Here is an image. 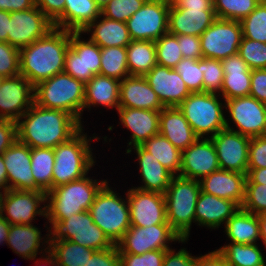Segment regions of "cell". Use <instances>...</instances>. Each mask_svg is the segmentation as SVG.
<instances>
[{
    "mask_svg": "<svg viewBox=\"0 0 266 266\" xmlns=\"http://www.w3.org/2000/svg\"><path fill=\"white\" fill-rule=\"evenodd\" d=\"M172 241L185 242L171 228L169 223L147 227L131 226L116 244L119 254L141 255L152 250H170L167 243Z\"/></svg>",
    "mask_w": 266,
    "mask_h": 266,
    "instance_id": "cell-10",
    "label": "cell"
},
{
    "mask_svg": "<svg viewBox=\"0 0 266 266\" xmlns=\"http://www.w3.org/2000/svg\"><path fill=\"white\" fill-rule=\"evenodd\" d=\"M42 239L40 230L32 224H12L7 245L20 257L34 260Z\"/></svg>",
    "mask_w": 266,
    "mask_h": 266,
    "instance_id": "cell-35",
    "label": "cell"
},
{
    "mask_svg": "<svg viewBox=\"0 0 266 266\" xmlns=\"http://www.w3.org/2000/svg\"><path fill=\"white\" fill-rule=\"evenodd\" d=\"M217 97L218 95L213 93L195 92L187 96L178 106L199 138H204V135L209 133L214 136L226 128V119L222 110L225 108V103L222 104Z\"/></svg>",
    "mask_w": 266,
    "mask_h": 266,
    "instance_id": "cell-8",
    "label": "cell"
},
{
    "mask_svg": "<svg viewBox=\"0 0 266 266\" xmlns=\"http://www.w3.org/2000/svg\"><path fill=\"white\" fill-rule=\"evenodd\" d=\"M242 39L240 21L217 18L200 35V46L204 58L222 61L238 54Z\"/></svg>",
    "mask_w": 266,
    "mask_h": 266,
    "instance_id": "cell-11",
    "label": "cell"
},
{
    "mask_svg": "<svg viewBox=\"0 0 266 266\" xmlns=\"http://www.w3.org/2000/svg\"><path fill=\"white\" fill-rule=\"evenodd\" d=\"M240 23L242 37L266 43V4L259 3Z\"/></svg>",
    "mask_w": 266,
    "mask_h": 266,
    "instance_id": "cell-44",
    "label": "cell"
},
{
    "mask_svg": "<svg viewBox=\"0 0 266 266\" xmlns=\"http://www.w3.org/2000/svg\"><path fill=\"white\" fill-rule=\"evenodd\" d=\"M11 13L0 10V42H7Z\"/></svg>",
    "mask_w": 266,
    "mask_h": 266,
    "instance_id": "cell-63",
    "label": "cell"
},
{
    "mask_svg": "<svg viewBox=\"0 0 266 266\" xmlns=\"http://www.w3.org/2000/svg\"><path fill=\"white\" fill-rule=\"evenodd\" d=\"M246 184L266 185V167L260 169H247Z\"/></svg>",
    "mask_w": 266,
    "mask_h": 266,
    "instance_id": "cell-62",
    "label": "cell"
},
{
    "mask_svg": "<svg viewBox=\"0 0 266 266\" xmlns=\"http://www.w3.org/2000/svg\"><path fill=\"white\" fill-rule=\"evenodd\" d=\"M159 134L181 151L199 138L178 107H164L160 111Z\"/></svg>",
    "mask_w": 266,
    "mask_h": 266,
    "instance_id": "cell-30",
    "label": "cell"
},
{
    "mask_svg": "<svg viewBox=\"0 0 266 266\" xmlns=\"http://www.w3.org/2000/svg\"><path fill=\"white\" fill-rule=\"evenodd\" d=\"M238 54L249 69H266V43L242 37Z\"/></svg>",
    "mask_w": 266,
    "mask_h": 266,
    "instance_id": "cell-46",
    "label": "cell"
},
{
    "mask_svg": "<svg viewBox=\"0 0 266 266\" xmlns=\"http://www.w3.org/2000/svg\"><path fill=\"white\" fill-rule=\"evenodd\" d=\"M260 102H266V69H253L250 94Z\"/></svg>",
    "mask_w": 266,
    "mask_h": 266,
    "instance_id": "cell-56",
    "label": "cell"
},
{
    "mask_svg": "<svg viewBox=\"0 0 266 266\" xmlns=\"http://www.w3.org/2000/svg\"><path fill=\"white\" fill-rule=\"evenodd\" d=\"M194 266H229L225 257L218 251L214 250L208 254L195 257Z\"/></svg>",
    "mask_w": 266,
    "mask_h": 266,
    "instance_id": "cell-59",
    "label": "cell"
},
{
    "mask_svg": "<svg viewBox=\"0 0 266 266\" xmlns=\"http://www.w3.org/2000/svg\"><path fill=\"white\" fill-rule=\"evenodd\" d=\"M126 50L130 76H145L157 65L155 41L132 40Z\"/></svg>",
    "mask_w": 266,
    "mask_h": 266,
    "instance_id": "cell-37",
    "label": "cell"
},
{
    "mask_svg": "<svg viewBox=\"0 0 266 266\" xmlns=\"http://www.w3.org/2000/svg\"><path fill=\"white\" fill-rule=\"evenodd\" d=\"M85 84L64 71L34 86V103L72 114L81 123Z\"/></svg>",
    "mask_w": 266,
    "mask_h": 266,
    "instance_id": "cell-4",
    "label": "cell"
},
{
    "mask_svg": "<svg viewBox=\"0 0 266 266\" xmlns=\"http://www.w3.org/2000/svg\"><path fill=\"white\" fill-rule=\"evenodd\" d=\"M170 5L179 9H214L213 0H170Z\"/></svg>",
    "mask_w": 266,
    "mask_h": 266,
    "instance_id": "cell-60",
    "label": "cell"
},
{
    "mask_svg": "<svg viewBox=\"0 0 266 266\" xmlns=\"http://www.w3.org/2000/svg\"><path fill=\"white\" fill-rule=\"evenodd\" d=\"M178 43L183 58L198 60L203 57L200 46V37L195 35H179Z\"/></svg>",
    "mask_w": 266,
    "mask_h": 266,
    "instance_id": "cell-54",
    "label": "cell"
},
{
    "mask_svg": "<svg viewBox=\"0 0 266 266\" xmlns=\"http://www.w3.org/2000/svg\"><path fill=\"white\" fill-rule=\"evenodd\" d=\"M246 179V174L218 169L201 178L199 183L202 192L232 200L241 207L245 197Z\"/></svg>",
    "mask_w": 266,
    "mask_h": 266,
    "instance_id": "cell-23",
    "label": "cell"
},
{
    "mask_svg": "<svg viewBox=\"0 0 266 266\" xmlns=\"http://www.w3.org/2000/svg\"><path fill=\"white\" fill-rule=\"evenodd\" d=\"M53 28V22L37 6L11 12L7 43L20 50L45 36Z\"/></svg>",
    "mask_w": 266,
    "mask_h": 266,
    "instance_id": "cell-15",
    "label": "cell"
},
{
    "mask_svg": "<svg viewBox=\"0 0 266 266\" xmlns=\"http://www.w3.org/2000/svg\"><path fill=\"white\" fill-rule=\"evenodd\" d=\"M99 16L101 8L94 0H65L64 13L53 25L70 32H82Z\"/></svg>",
    "mask_w": 266,
    "mask_h": 266,
    "instance_id": "cell-32",
    "label": "cell"
},
{
    "mask_svg": "<svg viewBox=\"0 0 266 266\" xmlns=\"http://www.w3.org/2000/svg\"><path fill=\"white\" fill-rule=\"evenodd\" d=\"M147 0H109L108 3L102 7L101 15L126 23V21L138 11Z\"/></svg>",
    "mask_w": 266,
    "mask_h": 266,
    "instance_id": "cell-47",
    "label": "cell"
},
{
    "mask_svg": "<svg viewBox=\"0 0 266 266\" xmlns=\"http://www.w3.org/2000/svg\"><path fill=\"white\" fill-rule=\"evenodd\" d=\"M7 169L9 189L41 191L31 169V148L18 139L2 154Z\"/></svg>",
    "mask_w": 266,
    "mask_h": 266,
    "instance_id": "cell-21",
    "label": "cell"
},
{
    "mask_svg": "<svg viewBox=\"0 0 266 266\" xmlns=\"http://www.w3.org/2000/svg\"><path fill=\"white\" fill-rule=\"evenodd\" d=\"M200 192L199 180L176 175L164 193L167 222L182 239L189 238Z\"/></svg>",
    "mask_w": 266,
    "mask_h": 266,
    "instance_id": "cell-5",
    "label": "cell"
},
{
    "mask_svg": "<svg viewBox=\"0 0 266 266\" xmlns=\"http://www.w3.org/2000/svg\"><path fill=\"white\" fill-rule=\"evenodd\" d=\"M220 169L216 150L211 138H198L182 151L179 176L200 180Z\"/></svg>",
    "mask_w": 266,
    "mask_h": 266,
    "instance_id": "cell-20",
    "label": "cell"
},
{
    "mask_svg": "<svg viewBox=\"0 0 266 266\" xmlns=\"http://www.w3.org/2000/svg\"><path fill=\"white\" fill-rule=\"evenodd\" d=\"M46 193L43 191L13 190L4 192L3 215L12 224H32L36 215L46 217ZM41 207V208H40Z\"/></svg>",
    "mask_w": 266,
    "mask_h": 266,
    "instance_id": "cell-19",
    "label": "cell"
},
{
    "mask_svg": "<svg viewBox=\"0 0 266 266\" xmlns=\"http://www.w3.org/2000/svg\"><path fill=\"white\" fill-rule=\"evenodd\" d=\"M82 32H70V46L65 56L64 72L87 83L99 74L101 48L90 39L81 40Z\"/></svg>",
    "mask_w": 266,
    "mask_h": 266,
    "instance_id": "cell-13",
    "label": "cell"
},
{
    "mask_svg": "<svg viewBox=\"0 0 266 266\" xmlns=\"http://www.w3.org/2000/svg\"><path fill=\"white\" fill-rule=\"evenodd\" d=\"M224 81L220 95L224 101L248 96L251 88L252 70L239 54L229 56L221 61Z\"/></svg>",
    "mask_w": 266,
    "mask_h": 266,
    "instance_id": "cell-28",
    "label": "cell"
},
{
    "mask_svg": "<svg viewBox=\"0 0 266 266\" xmlns=\"http://www.w3.org/2000/svg\"><path fill=\"white\" fill-rule=\"evenodd\" d=\"M241 209L255 215L266 213V185L245 184V197Z\"/></svg>",
    "mask_w": 266,
    "mask_h": 266,
    "instance_id": "cell-49",
    "label": "cell"
},
{
    "mask_svg": "<svg viewBox=\"0 0 266 266\" xmlns=\"http://www.w3.org/2000/svg\"><path fill=\"white\" fill-rule=\"evenodd\" d=\"M225 107L237 130L229 125L226 128L248 137L266 135V114L263 102L251 95L225 100Z\"/></svg>",
    "mask_w": 266,
    "mask_h": 266,
    "instance_id": "cell-14",
    "label": "cell"
},
{
    "mask_svg": "<svg viewBox=\"0 0 266 266\" xmlns=\"http://www.w3.org/2000/svg\"><path fill=\"white\" fill-rule=\"evenodd\" d=\"M86 266H122L117 246L114 245L109 249L95 251L88 259Z\"/></svg>",
    "mask_w": 266,
    "mask_h": 266,
    "instance_id": "cell-53",
    "label": "cell"
},
{
    "mask_svg": "<svg viewBox=\"0 0 266 266\" xmlns=\"http://www.w3.org/2000/svg\"><path fill=\"white\" fill-rule=\"evenodd\" d=\"M191 93L203 92L202 58H183L174 68Z\"/></svg>",
    "mask_w": 266,
    "mask_h": 266,
    "instance_id": "cell-45",
    "label": "cell"
},
{
    "mask_svg": "<svg viewBox=\"0 0 266 266\" xmlns=\"http://www.w3.org/2000/svg\"><path fill=\"white\" fill-rule=\"evenodd\" d=\"M48 232L50 234L46 235L48 236L46 239L69 240L95 251L114 246L104 232L93 222L89 211L71 215L62 220L53 230L49 229Z\"/></svg>",
    "mask_w": 266,
    "mask_h": 266,
    "instance_id": "cell-9",
    "label": "cell"
},
{
    "mask_svg": "<svg viewBox=\"0 0 266 266\" xmlns=\"http://www.w3.org/2000/svg\"><path fill=\"white\" fill-rule=\"evenodd\" d=\"M119 107L153 111L164 108L144 76H128L120 81Z\"/></svg>",
    "mask_w": 266,
    "mask_h": 266,
    "instance_id": "cell-26",
    "label": "cell"
},
{
    "mask_svg": "<svg viewBox=\"0 0 266 266\" xmlns=\"http://www.w3.org/2000/svg\"><path fill=\"white\" fill-rule=\"evenodd\" d=\"M258 221L260 225V239L263 245L266 247V213L258 215Z\"/></svg>",
    "mask_w": 266,
    "mask_h": 266,
    "instance_id": "cell-66",
    "label": "cell"
},
{
    "mask_svg": "<svg viewBox=\"0 0 266 266\" xmlns=\"http://www.w3.org/2000/svg\"><path fill=\"white\" fill-rule=\"evenodd\" d=\"M117 112L121 124L132 131V139L127 143L129 146L142 145L152 136L159 134L160 111L119 107Z\"/></svg>",
    "mask_w": 266,
    "mask_h": 266,
    "instance_id": "cell-24",
    "label": "cell"
},
{
    "mask_svg": "<svg viewBox=\"0 0 266 266\" xmlns=\"http://www.w3.org/2000/svg\"><path fill=\"white\" fill-rule=\"evenodd\" d=\"M20 120L17 121L18 140L30 148L54 149L83 128L72 114L43 108L35 103L20 117Z\"/></svg>",
    "mask_w": 266,
    "mask_h": 266,
    "instance_id": "cell-1",
    "label": "cell"
},
{
    "mask_svg": "<svg viewBox=\"0 0 266 266\" xmlns=\"http://www.w3.org/2000/svg\"><path fill=\"white\" fill-rule=\"evenodd\" d=\"M54 161L52 148H31V169L35 185L45 193L52 189Z\"/></svg>",
    "mask_w": 266,
    "mask_h": 266,
    "instance_id": "cell-39",
    "label": "cell"
},
{
    "mask_svg": "<svg viewBox=\"0 0 266 266\" xmlns=\"http://www.w3.org/2000/svg\"><path fill=\"white\" fill-rule=\"evenodd\" d=\"M10 225L11 224L5 218L0 219V244L3 242L7 244Z\"/></svg>",
    "mask_w": 266,
    "mask_h": 266,
    "instance_id": "cell-65",
    "label": "cell"
},
{
    "mask_svg": "<svg viewBox=\"0 0 266 266\" xmlns=\"http://www.w3.org/2000/svg\"><path fill=\"white\" fill-rule=\"evenodd\" d=\"M120 81L101 74L94 75L84 89V107L102 105L119 108Z\"/></svg>",
    "mask_w": 266,
    "mask_h": 266,
    "instance_id": "cell-34",
    "label": "cell"
},
{
    "mask_svg": "<svg viewBox=\"0 0 266 266\" xmlns=\"http://www.w3.org/2000/svg\"><path fill=\"white\" fill-rule=\"evenodd\" d=\"M87 32H92L89 39L100 48L126 47L132 41L126 23L115 21L102 15L82 31V33Z\"/></svg>",
    "mask_w": 266,
    "mask_h": 266,
    "instance_id": "cell-33",
    "label": "cell"
},
{
    "mask_svg": "<svg viewBox=\"0 0 266 266\" xmlns=\"http://www.w3.org/2000/svg\"><path fill=\"white\" fill-rule=\"evenodd\" d=\"M174 176L180 174L182 151L161 134L152 136L141 145Z\"/></svg>",
    "mask_w": 266,
    "mask_h": 266,
    "instance_id": "cell-38",
    "label": "cell"
},
{
    "mask_svg": "<svg viewBox=\"0 0 266 266\" xmlns=\"http://www.w3.org/2000/svg\"><path fill=\"white\" fill-rule=\"evenodd\" d=\"M263 104H264L265 114H266V102H264Z\"/></svg>",
    "mask_w": 266,
    "mask_h": 266,
    "instance_id": "cell-71",
    "label": "cell"
},
{
    "mask_svg": "<svg viewBox=\"0 0 266 266\" xmlns=\"http://www.w3.org/2000/svg\"><path fill=\"white\" fill-rule=\"evenodd\" d=\"M106 180L97 182L86 175L75 181L59 185L46 193V217L51 229L71 215L88 211L97 193L106 184Z\"/></svg>",
    "mask_w": 266,
    "mask_h": 266,
    "instance_id": "cell-3",
    "label": "cell"
},
{
    "mask_svg": "<svg viewBox=\"0 0 266 266\" xmlns=\"http://www.w3.org/2000/svg\"><path fill=\"white\" fill-rule=\"evenodd\" d=\"M70 31L54 27L45 36L19 50L20 74L33 86L64 71Z\"/></svg>",
    "mask_w": 266,
    "mask_h": 266,
    "instance_id": "cell-2",
    "label": "cell"
},
{
    "mask_svg": "<svg viewBox=\"0 0 266 266\" xmlns=\"http://www.w3.org/2000/svg\"><path fill=\"white\" fill-rule=\"evenodd\" d=\"M210 138L216 150L220 169L247 175L251 137L225 128Z\"/></svg>",
    "mask_w": 266,
    "mask_h": 266,
    "instance_id": "cell-16",
    "label": "cell"
},
{
    "mask_svg": "<svg viewBox=\"0 0 266 266\" xmlns=\"http://www.w3.org/2000/svg\"><path fill=\"white\" fill-rule=\"evenodd\" d=\"M266 167V135L252 137L249 143L248 169Z\"/></svg>",
    "mask_w": 266,
    "mask_h": 266,
    "instance_id": "cell-52",
    "label": "cell"
},
{
    "mask_svg": "<svg viewBox=\"0 0 266 266\" xmlns=\"http://www.w3.org/2000/svg\"><path fill=\"white\" fill-rule=\"evenodd\" d=\"M240 208L232 200L219 198L201 191L195 208V222L199 226H207L211 229L219 228L221 224H226L227 220Z\"/></svg>",
    "mask_w": 266,
    "mask_h": 266,
    "instance_id": "cell-27",
    "label": "cell"
},
{
    "mask_svg": "<svg viewBox=\"0 0 266 266\" xmlns=\"http://www.w3.org/2000/svg\"><path fill=\"white\" fill-rule=\"evenodd\" d=\"M107 183L97 193L88 210L93 222L116 245L131 227L128 199H122Z\"/></svg>",
    "mask_w": 266,
    "mask_h": 266,
    "instance_id": "cell-7",
    "label": "cell"
},
{
    "mask_svg": "<svg viewBox=\"0 0 266 266\" xmlns=\"http://www.w3.org/2000/svg\"><path fill=\"white\" fill-rule=\"evenodd\" d=\"M170 0H147L127 21L131 40L157 41L168 32Z\"/></svg>",
    "mask_w": 266,
    "mask_h": 266,
    "instance_id": "cell-12",
    "label": "cell"
},
{
    "mask_svg": "<svg viewBox=\"0 0 266 266\" xmlns=\"http://www.w3.org/2000/svg\"><path fill=\"white\" fill-rule=\"evenodd\" d=\"M131 226L147 227L167 222L163 193L131 188L127 192Z\"/></svg>",
    "mask_w": 266,
    "mask_h": 266,
    "instance_id": "cell-17",
    "label": "cell"
},
{
    "mask_svg": "<svg viewBox=\"0 0 266 266\" xmlns=\"http://www.w3.org/2000/svg\"><path fill=\"white\" fill-rule=\"evenodd\" d=\"M0 192V219L3 218L4 215V211H3V207H4V193Z\"/></svg>",
    "mask_w": 266,
    "mask_h": 266,
    "instance_id": "cell-67",
    "label": "cell"
},
{
    "mask_svg": "<svg viewBox=\"0 0 266 266\" xmlns=\"http://www.w3.org/2000/svg\"><path fill=\"white\" fill-rule=\"evenodd\" d=\"M44 243L49 244L47 248H44L48 255L40 263H45L46 266L48 264L52 266H86L88 259L95 252L91 248L69 240L48 239Z\"/></svg>",
    "mask_w": 266,
    "mask_h": 266,
    "instance_id": "cell-31",
    "label": "cell"
},
{
    "mask_svg": "<svg viewBox=\"0 0 266 266\" xmlns=\"http://www.w3.org/2000/svg\"><path fill=\"white\" fill-rule=\"evenodd\" d=\"M36 6L35 0H0V10L16 12L31 9Z\"/></svg>",
    "mask_w": 266,
    "mask_h": 266,
    "instance_id": "cell-61",
    "label": "cell"
},
{
    "mask_svg": "<svg viewBox=\"0 0 266 266\" xmlns=\"http://www.w3.org/2000/svg\"><path fill=\"white\" fill-rule=\"evenodd\" d=\"M217 19L214 9H179L170 5L168 32L173 35H200Z\"/></svg>",
    "mask_w": 266,
    "mask_h": 266,
    "instance_id": "cell-25",
    "label": "cell"
},
{
    "mask_svg": "<svg viewBox=\"0 0 266 266\" xmlns=\"http://www.w3.org/2000/svg\"><path fill=\"white\" fill-rule=\"evenodd\" d=\"M258 3H261V4H266V0H257Z\"/></svg>",
    "mask_w": 266,
    "mask_h": 266,
    "instance_id": "cell-69",
    "label": "cell"
},
{
    "mask_svg": "<svg viewBox=\"0 0 266 266\" xmlns=\"http://www.w3.org/2000/svg\"><path fill=\"white\" fill-rule=\"evenodd\" d=\"M34 103V86L21 74L6 77L0 87V119L19 121Z\"/></svg>",
    "mask_w": 266,
    "mask_h": 266,
    "instance_id": "cell-18",
    "label": "cell"
},
{
    "mask_svg": "<svg viewBox=\"0 0 266 266\" xmlns=\"http://www.w3.org/2000/svg\"><path fill=\"white\" fill-rule=\"evenodd\" d=\"M17 139V122L8 119H0V155H2Z\"/></svg>",
    "mask_w": 266,
    "mask_h": 266,
    "instance_id": "cell-55",
    "label": "cell"
},
{
    "mask_svg": "<svg viewBox=\"0 0 266 266\" xmlns=\"http://www.w3.org/2000/svg\"><path fill=\"white\" fill-rule=\"evenodd\" d=\"M0 189H3V192L9 190L8 178H7V169L4 164L3 156L0 155ZM0 190V191H1Z\"/></svg>",
    "mask_w": 266,
    "mask_h": 266,
    "instance_id": "cell-64",
    "label": "cell"
},
{
    "mask_svg": "<svg viewBox=\"0 0 266 266\" xmlns=\"http://www.w3.org/2000/svg\"><path fill=\"white\" fill-rule=\"evenodd\" d=\"M167 250H152L141 255L119 254L122 266H162Z\"/></svg>",
    "mask_w": 266,
    "mask_h": 266,
    "instance_id": "cell-51",
    "label": "cell"
},
{
    "mask_svg": "<svg viewBox=\"0 0 266 266\" xmlns=\"http://www.w3.org/2000/svg\"><path fill=\"white\" fill-rule=\"evenodd\" d=\"M20 74L19 49L7 42H0V75L4 78Z\"/></svg>",
    "mask_w": 266,
    "mask_h": 266,
    "instance_id": "cell-50",
    "label": "cell"
},
{
    "mask_svg": "<svg viewBox=\"0 0 266 266\" xmlns=\"http://www.w3.org/2000/svg\"><path fill=\"white\" fill-rule=\"evenodd\" d=\"M36 6L53 23L64 13L65 0H35Z\"/></svg>",
    "mask_w": 266,
    "mask_h": 266,
    "instance_id": "cell-58",
    "label": "cell"
},
{
    "mask_svg": "<svg viewBox=\"0 0 266 266\" xmlns=\"http://www.w3.org/2000/svg\"><path fill=\"white\" fill-rule=\"evenodd\" d=\"M144 77L164 107H178L191 94L173 68L156 65Z\"/></svg>",
    "mask_w": 266,
    "mask_h": 266,
    "instance_id": "cell-22",
    "label": "cell"
},
{
    "mask_svg": "<svg viewBox=\"0 0 266 266\" xmlns=\"http://www.w3.org/2000/svg\"><path fill=\"white\" fill-rule=\"evenodd\" d=\"M109 0H94V2L102 9V7H104Z\"/></svg>",
    "mask_w": 266,
    "mask_h": 266,
    "instance_id": "cell-68",
    "label": "cell"
},
{
    "mask_svg": "<svg viewBox=\"0 0 266 266\" xmlns=\"http://www.w3.org/2000/svg\"><path fill=\"white\" fill-rule=\"evenodd\" d=\"M195 257H193L184 248L175 253L174 249L165 252L162 266H194Z\"/></svg>",
    "mask_w": 266,
    "mask_h": 266,
    "instance_id": "cell-57",
    "label": "cell"
},
{
    "mask_svg": "<svg viewBox=\"0 0 266 266\" xmlns=\"http://www.w3.org/2000/svg\"><path fill=\"white\" fill-rule=\"evenodd\" d=\"M4 80V77L0 75V87H1V83Z\"/></svg>",
    "mask_w": 266,
    "mask_h": 266,
    "instance_id": "cell-70",
    "label": "cell"
},
{
    "mask_svg": "<svg viewBox=\"0 0 266 266\" xmlns=\"http://www.w3.org/2000/svg\"><path fill=\"white\" fill-rule=\"evenodd\" d=\"M229 266H266L264 255L256 244L232 242L217 249Z\"/></svg>",
    "mask_w": 266,
    "mask_h": 266,
    "instance_id": "cell-40",
    "label": "cell"
},
{
    "mask_svg": "<svg viewBox=\"0 0 266 266\" xmlns=\"http://www.w3.org/2000/svg\"><path fill=\"white\" fill-rule=\"evenodd\" d=\"M157 65L175 68L183 59L179 49L178 36L167 32L155 41Z\"/></svg>",
    "mask_w": 266,
    "mask_h": 266,
    "instance_id": "cell-43",
    "label": "cell"
},
{
    "mask_svg": "<svg viewBox=\"0 0 266 266\" xmlns=\"http://www.w3.org/2000/svg\"><path fill=\"white\" fill-rule=\"evenodd\" d=\"M225 232L231 242L256 244L260 239L258 215L239 209L225 224Z\"/></svg>",
    "mask_w": 266,
    "mask_h": 266,
    "instance_id": "cell-36",
    "label": "cell"
},
{
    "mask_svg": "<svg viewBox=\"0 0 266 266\" xmlns=\"http://www.w3.org/2000/svg\"><path fill=\"white\" fill-rule=\"evenodd\" d=\"M81 128L68 141L60 143L53 150L55 161L52 176V188L63 185L87 175L94 165V157L89 147L87 135Z\"/></svg>",
    "mask_w": 266,
    "mask_h": 266,
    "instance_id": "cell-6",
    "label": "cell"
},
{
    "mask_svg": "<svg viewBox=\"0 0 266 266\" xmlns=\"http://www.w3.org/2000/svg\"><path fill=\"white\" fill-rule=\"evenodd\" d=\"M217 18L241 21L259 4L257 0H213Z\"/></svg>",
    "mask_w": 266,
    "mask_h": 266,
    "instance_id": "cell-42",
    "label": "cell"
},
{
    "mask_svg": "<svg viewBox=\"0 0 266 266\" xmlns=\"http://www.w3.org/2000/svg\"><path fill=\"white\" fill-rule=\"evenodd\" d=\"M203 92L220 95L224 71L220 60L202 57Z\"/></svg>",
    "mask_w": 266,
    "mask_h": 266,
    "instance_id": "cell-48",
    "label": "cell"
},
{
    "mask_svg": "<svg viewBox=\"0 0 266 266\" xmlns=\"http://www.w3.org/2000/svg\"><path fill=\"white\" fill-rule=\"evenodd\" d=\"M132 147L128 148L126 153L130 154L132 149L136 151L140 166L139 170L142 176L141 179L144 183V185L135 188L142 191L159 192L164 194L174 175L141 145Z\"/></svg>",
    "mask_w": 266,
    "mask_h": 266,
    "instance_id": "cell-29",
    "label": "cell"
},
{
    "mask_svg": "<svg viewBox=\"0 0 266 266\" xmlns=\"http://www.w3.org/2000/svg\"><path fill=\"white\" fill-rule=\"evenodd\" d=\"M99 74L121 81L130 76L127 64L126 47L101 48Z\"/></svg>",
    "mask_w": 266,
    "mask_h": 266,
    "instance_id": "cell-41",
    "label": "cell"
}]
</instances>
